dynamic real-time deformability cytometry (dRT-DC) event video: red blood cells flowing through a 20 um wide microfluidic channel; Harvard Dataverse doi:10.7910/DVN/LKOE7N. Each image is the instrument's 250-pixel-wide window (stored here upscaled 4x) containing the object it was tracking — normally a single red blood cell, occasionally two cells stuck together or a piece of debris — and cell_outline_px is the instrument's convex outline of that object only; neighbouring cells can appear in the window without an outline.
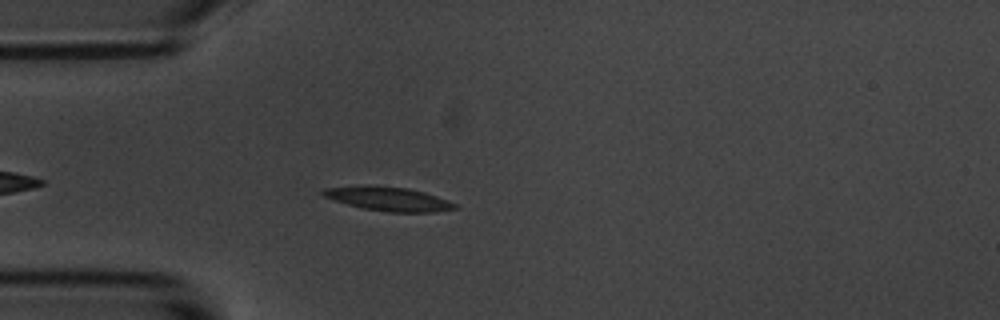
{"species": "common noctule bat (a hibernating species)", "species_latin": "Nyctalus noctula", "temperature_condition": "room temperature", "stored_images_in_passage": 42, "camera_frame_rate_fps": 3000, "um_per_image_px": 0.085, "animal": {"sex": "male", "body_mass_g": 20.1, "forearm_length_mm": 53.5}, "frame": {"image": 1, "passage_image": 1, "time_ms": 0.0, "image_size_px": [1000, 320], "cell_outline_px": [[460, 208], [436, 212], [388, 212], [364, 208], [348, 204], [324, 196], [320, 192], [324, 188], [408, 188], [424, 192], [448, 200], [456, 204]], "centroid_in_image_um": [33.17, 16.96], "position_along_channel_um": 51.8, "area_um2": 17.28}}
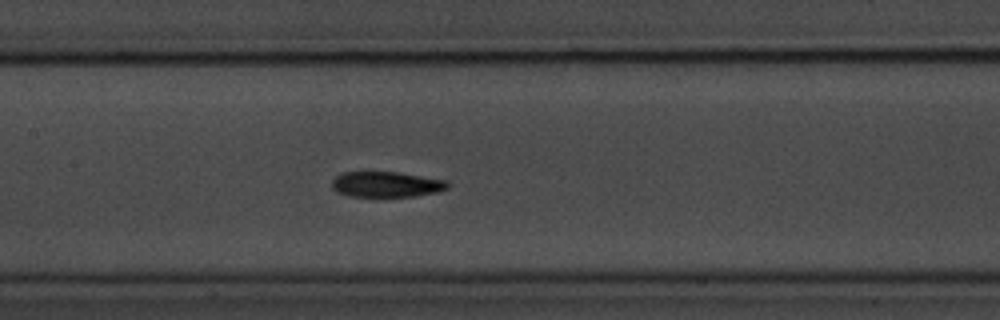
{"frame": {"image": 2, "passage_image": 12, "time_ms": 3.667, "image_size_px": [1000, 320], "cell_outline_px": [[452, 184], [448, 188], [436, 192], [416, 196], [348, 196], [336, 192], [332, 188], [332, 180], [336, 176], [344, 172], [400, 172], [448, 180]], "centroid_in_image_um": [32.88, 15.66], "position_along_channel_um": 174.5, "area_um2": 17.4}}
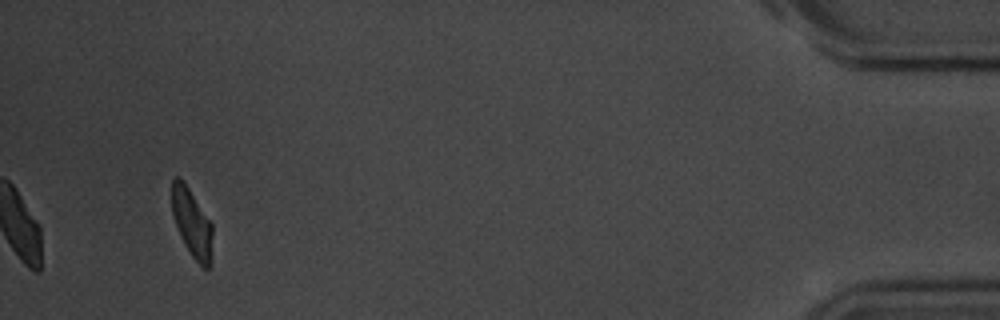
{"frame": {"image": 3, "passage_image": 39, "time_ms": 12.667, "image_size_px": [1000, 320], "cell_outline_px": [[212, 264], [208, 268], [204, 268], [192, 256], [176, 224], [172, 212], [172, 180], [176, 176], [188, 188], [212, 224]], "centroid_in_image_um": [16.35, 19.0], "position_along_channel_um": 418.9, "area_um2": 15.55}, "authors_computed_cell_mechanics": {"area_um2": 17.3978, "velocity_mm_per_s": 3.5481, "shape_relaxation_time_tau1_ms": 3.6792, "shape_relaxation_time_tau2_ms": null, "deformation_change_tau1": 0.1346, "deformation_change_tau2": null}}